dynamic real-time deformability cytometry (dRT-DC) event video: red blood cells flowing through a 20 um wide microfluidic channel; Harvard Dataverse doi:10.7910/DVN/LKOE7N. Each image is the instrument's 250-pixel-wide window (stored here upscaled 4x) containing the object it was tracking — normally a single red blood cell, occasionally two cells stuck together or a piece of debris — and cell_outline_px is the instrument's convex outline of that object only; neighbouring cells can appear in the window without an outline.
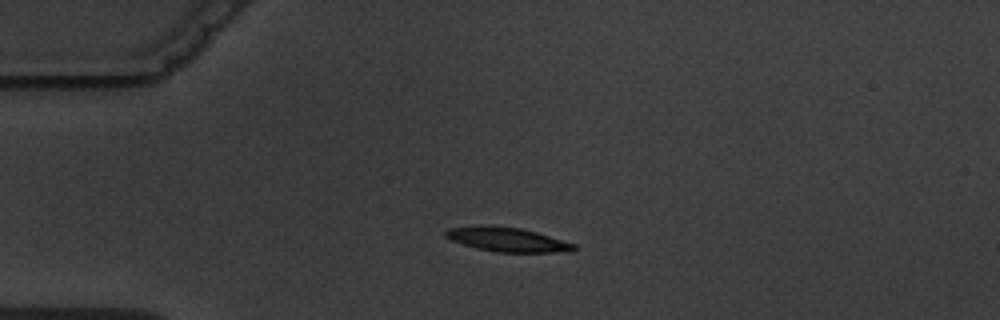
{"species": "common noctule bat (a hibernating species)", "species_latin": "Nyctalus noctula", "temperature_condition": "warm", "stored_images_in_passage": 4, "camera_frame_rate_fps": 3000, "um_per_image_px": 0.085, "animal": {"sex": "male", "body_mass_g": 19.5, "forearm_length_mm": 54.6}, "frame": {"image": 1, "passage_image": 3, "time_ms": 2.333, "image_size_px": [1000, 320], "cell_outline_px": [[576, 248], [572, 252], [496, 252], [476, 248], [452, 240], [444, 236], [444, 232], [448, 228], [476, 224], [484, 224], [520, 228], [536, 232], [576, 244]], "centroid_in_image_um": [43.09, 20.34], "position_along_channel_um": 41.9, "area_um2": 18.32}}